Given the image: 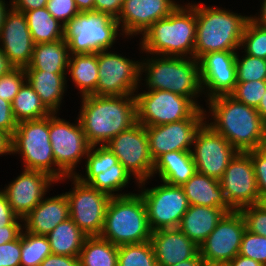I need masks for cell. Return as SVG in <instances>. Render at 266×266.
I'll return each instance as SVG.
<instances>
[{"label":"cell","instance_id":"obj_1","mask_svg":"<svg viewBox=\"0 0 266 266\" xmlns=\"http://www.w3.org/2000/svg\"><path fill=\"white\" fill-rule=\"evenodd\" d=\"M209 115L206 123L223 136L238 152L266 146V123L256 108L237 101L231 95H220L205 100Z\"/></svg>","mask_w":266,"mask_h":266},{"label":"cell","instance_id":"obj_2","mask_svg":"<svg viewBox=\"0 0 266 266\" xmlns=\"http://www.w3.org/2000/svg\"><path fill=\"white\" fill-rule=\"evenodd\" d=\"M77 118L91 146L106 145L137 123L135 95L81 97Z\"/></svg>","mask_w":266,"mask_h":266},{"label":"cell","instance_id":"obj_3","mask_svg":"<svg viewBox=\"0 0 266 266\" xmlns=\"http://www.w3.org/2000/svg\"><path fill=\"white\" fill-rule=\"evenodd\" d=\"M181 5L144 31L140 50L148 55L194 58L196 4Z\"/></svg>","mask_w":266,"mask_h":266},{"label":"cell","instance_id":"obj_4","mask_svg":"<svg viewBox=\"0 0 266 266\" xmlns=\"http://www.w3.org/2000/svg\"><path fill=\"white\" fill-rule=\"evenodd\" d=\"M250 16H243L224 8L196 3V39L194 58L216 51L240 49L245 26Z\"/></svg>","mask_w":266,"mask_h":266},{"label":"cell","instance_id":"obj_5","mask_svg":"<svg viewBox=\"0 0 266 266\" xmlns=\"http://www.w3.org/2000/svg\"><path fill=\"white\" fill-rule=\"evenodd\" d=\"M145 75L147 91L165 90L191 99L199 108L197 99L202 92L199 62L192 57L151 56L140 61V75Z\"/></svg>","mask_w":266,"mask_h":266},{"label":"cell","instance_id":"obj_6","mask_svg":"<svg viewBox=\"0 0 266 266\" xmlns=\"http://www.w3.org/2000/svg\"><path fill=\"white\" fill-rule=\"evenodd\" d=\"M151 234L147 209L140 194L110 198L101 238L121 246L150 241Z\"/></svg>","mask_w":266,"mask_h":266},{"label":"cell","instance_id":"obj_7","mask_svg":"<svg viewBox=\"0 0 266 266\" xmlns=\"http://www.w3.org/2000/svg\"><path fill=\"white\" fill-rule=\"evenodd\" d=\"M20 154L24 169L42 171L57 181L67 176L57 167L49 134V116L22 121L11 136V154Z\"/></svg>","mask_w":266,"mask_h":266},{"label":"cell","instance_id":"obj_8","mask_svg":"<svg viewBox=\"0 0 266 266\" xmlns=\"http://www.w3.org/2000/svg\"><path fill=\"white\" fill-rule=\"evenodd\" d=\"M116 18L95 11L79 12L64 25V40L70 54H92L110 50L119 29Z\"/></svg>","mask_w":266,"mask_h":266},{"label":"cell","instance_id":"obj_9","mask_svg":"<svg viewBox=\"0 0 266 266\" xmlns=\"http://www.w3.org/2000/svg\"><path fill=\"white\" fill-rule=\"evenodd\" d=\"M136 92L137 122L145 127L194 118L203 109L191 99L168 90Z\"/></svg>","mask_w":266,"mask_h":266},{"label":"cell","instance_id":"obj_10","mask_svg":"<svg viewBox=\"0 0 266 266\" xmlns=\"http://www.w3.org/2000/svg\"><path fill=\"white\" fill-rule=\"evenodd\" d=\"M162 184L145 189V182L138 183L151 231L178 228L190 206L182 186ZM142 186V187H141ZM144 187V188H143Z\"/></svg>","mask_w":266,"mask_h":266},{"label":"cell","instance_id":"obj_11","mask_svg":"<svg viewBox=\"0 0 266 266\" xmlns=\"http://www.w3.org/2000/svg\"><path fill=\"white\" fill-rule=\"evenodd\" d=\"M66 179L73 180L74 185L71 191L65 192L70 218L88 237L100 236L111 197L75 176H67Z\"/></svg>","mask_w":266,"mask_h":266},{"label":"cell","instance_id":"obj_12","mask_svg":"<svg viewBox=\"0 0 266 266\" xmlns=\"http://www.w3.org/2000/svg\"><path fill=\"white\" fill-rule=\"evenodd\" d=\"M91 146L85 157V176L79 172L75 175L81 182L89 184L110 197L126 196L133 193H116L127 187L131 175L118 161L115 154L105 145H99L96 149ZM116 194H115V193Z\"/></svg>","mask_w":266,"mask_h":266},{"label":"cell","instance_id":"obj_13","mask_svg":"<svg viewBox=\"0 0 266 266\" xmlns=\"http://www.w3.org/2000/svg\"><path fill=\"white\" fill-rule=\"evenodd\" d=\"M126 171L138 183L151 179L154 160L149 151L146 128L136 123L131 128L113 137L106 145Z\"/></svg>","mask_w":266,"mask_h":266},{"label":"cell","instance_id":"obj_14","mask_svg":"<svg viewBox=\"0 0 266 266\" xmlns=\"http://www.w3.org/2000/svg\"><path fill=\"white\" fill-rule=\"evenodd\" d=\"M98 76L96 95L105 96L135 95L143 77L140 75V61L111 50L98 52Z\"/></svg>","mask_w":266,"mask_h":266},{"label":"cell","instance_id":"obj_15","mask_svg":"<svg viewBox=\"0 0 266 266\" xmlns=\"http://www.w3.org/2000/svg\"><path fill=\"white\" fill-rule=\"evenodd\" d=\"M56 115L57 113L49 115V134L55 163L66 176H75L77 165L82 157L84 159L87 156L91 145L79 120L76 124H71Z\"/></svg>","mask_w":266,"mask_h":266},{"label":"cell","instance_id":"obj_16","mask_svg":"<svg viewBox=\"0 0 266 266\" xmlns=\"http://www.w3.org/2000/svg\"><path fill=\"white\" fill-rule=\"evenodd\" d=\"M246 224L240 211L227 212L199 246L205 266H226L240 251Z\"/></svg>","mask_w":266,"mask_h":266},{"label":"cell","instance_id":"obj_17","mask_svg":"<svg viewBox=\"0 0 266 266\" xmlns=\"http://www.w3.org/2000/svg\"><path fill=\"white\" fill-rule=\"evenodd\" d=\"M191 149L196 170L220 180L238 151L206 122L197 131Z\"/></svg>","mask_w":266,"mask_h":266},{"label":"cell","instance_id":"obj_18","mask_svg":"<svg viewBox=\"0 0 266 266\" xmlns=\"http://www.w3.org/2000/svg\"><path fill=\"white\" fill-rule=\"evenodd\" d=\"M220 185L226 202L234 211L259 202L253 163L246 152H238L229 162Z\"/></svg>","mask_w":266,"mask_h":266},{"label":"cell","instance_id":"obj_19","mask_svg":"<svg viewBox=\"0 0 266 266\" xmlns=\"http://www.w3.org/2000/svg\"><path fill=\"white\" fill-rule=\"evenodd\" d=\"M206 109H202L194 118L157 126H146L149 151L155 161L162 154L173 151L191 152L195 135L206 122Z\"/></svg>","mask_w":266,"mask_h":266},{"label":"cell","instance_id":"obj_20","mask_svg":"<svg viewBox=\"0 0 266 266\" xmlns=\"http://www.w3.org/2000/svg\"><path fill=\"white\" fill-rule=\"evenodd\" d=\"M236 53L209 52L198 60L202 92L207 93V100L220 95H230L234 91L237 83Z\"/></svg>","mask_w":266,"mask_h":266},{"label":"cell","instance_id":"obj_21","mask_svg":"<svg viewBox=\"0 0 266 266\" xmlns=\"http://www.w3.org/2000/svg\"><path fill=\"white\" fill-rule=\"evenodd\" d=\"M56 182L45 172L24 169L2 191L13 212L23 219L43 200L47 190Z\"/></svg>","mask_w":266,"mask_h":266},{"label":"cell","instance_id":"obj_22","mask_svg":"<svg viewBox=\"0 0 266 266\" xmlns=\"http://www.w3.org/2000/svg\"><path fill=\"white\" fill-rule=\"evenodd\" d=\"M34 45L25 14L10 6L0 30V48L15 68H25L31 62Z\"/></svg>","mask_w":266,"mask_h":266},{"label":"cell","instance_id":"obj_23","mask_svg":"<svg viewBox=\"0 0 266 266\" xmlns=\"http://www.w3.org/2000/svg\"><path fill=\"white\" fill-rule=\"evenodd\" d=\"M178 5L175 0H124L117 18L123 33L120 34L125 37L142 35L153 23L166 18Z\"/></svg>","mask_w":266,"mask_h":266},{"label":"cell","instance_id":"obj_24","mask_svg":"<svg viewBox=\"0 0 266 266\" xmlns=\"http://www.w3.org/2000/svg\"><path fill=\"white\" fill-rule=\"evenodd\" d=\"M150 242L158 266L175 265L193 258L199 252V246L179 228L153 231Z\"/></svg>","mask_w":266,"mask_h":266},{"label":"cell","instance_id":"obj_25","mask_svg":"<svg viewBox=\"0 0 266 266\" xmlns=\"http://www.w3.org/2000/svg\"><path fill=\"white\" fill-rule=\"evenodd\" d=\"M70 218L69 204L64 193L43 198V200L23 218L25 231L38 234H49L58 224Z\"/></svg>","mask_w":266,"mask_h":266},{"label":"cell","instance_id":"obj_26","mask_svg":"<svg viewBox=\"0 0 266 266\" xmlns=\"http://www.w3.org/2000/svg\"><path fill=\"white\" fill-rule=\"evenodd\" d=\"M226 213L224 208L190 205L178 228L200 246Z\"/></svg>","mask_w":266,"mask_h":266},{"label":"cell","instance_id":"obj_27","mask_svg":"<svg viewBox=\"0 0 266 266\" xmlns=\"http://www.w3.org/2000/svg\"><path fill=\"white\" fill-rule=\"evenodd\" d=\"M25 72L26 81L40 97L44 106L51 113H58L64 92L67 89V73H51L39 70H25Z\"/></svg>","mask_w":266,"mask_h":266},{"label":"cell","instance_id":"obj_28","mask_svg":"<svg viewBox=\"0 0 266 266\" xmlns=\"http://www.w3.org/2000/svg\"><path fill=\"white\" fill-rule=\"evenodd\" d=\"M190 205L224 208L232 212L225 200L220 180L196 172L182 185Z\"/></svg>","mask_w":266,"mask_h":266},{"label":"cell","instance_id":"obj_29","mask_svg":"<svg viewBox=\"0 0 266 266\" xmlns=\"http://www.w3.org/2000/svg\"><path fill=\"white\" fill-rule=\"evenodd\" d=\"M196 172L191 152L173 151L162 154L154 161L152 177L158 173L160 181L182 186Z\"/></svg>","mask_w":266,"mask_h":266},{"label":"cell","instance_id":"obj_30","mask_svg":"<svg viewBox=\"0 0 266 266\" xmlns=\"http://www.w3.org/2000/svg\"><path fill=\"white\" fill-rule=\"evenodd\" d=\"M68 44L64 39L34 45L30 64L25 70H39L51 73H67L69 62Z\"/></svg>","mask_w":266,"mask_h":266},{"label":"cell","instance_id":"obj_31","mask_svg":"<svg viewBox=\"0 0 266 266\" xmlns=\"http://www.w3.org/2000/svg\"><path fill=\"white\" fill-rule=\"evenodd\" d=\"M80 91L81 97L96 95L98 81V52L92 54H70L67 74Z\"/></svg>","mask_w":266,"mask_h":266},{"label":"cell","instance_id":"obj_32","mask_svg":"<svg viewBox=\"0 0 266 266\" xmlns=\"http://www.w3.org/2000/svg\"><path fill=\"white\" fill-rule=\"evenodd\" d=\"M52 254L79 257L85 239L88 237L71 218L58 224L47 234Z\"/></svg>","mask_w":266,"mask_h":266},{"label":"cell","instance_id":"obj_33","mask_svg":"<svg viewBox=\"0 0 266 266\" xmlns=\"http://www.w3.org/2000/svg\"><path fill=\"white\" fill-rule=\"evenodd\" d=\"M24 14L34 44L64 39V25L56 20L46 7L26 11Z\"/></svg>","mask_w":266,"mask_h":266},{"label":"cell","instance_id":"obj_34","mask_svg":"<svg viewBox=\"0 0 266 266\" xmlns=\"http://www.w3.org/2000/svg\"><path fill=\"white\" fill-rule=\"evenodd\" d=\"M80 266H118V246L100 236L87 237L79 254Z\"/></svg>","mask_w":266,"mask_h":266},{"label":"cell","instance_id":"obj_35","mask_svg":"<svg viewBox=\"0 0 266 266\" xmlns=\"http://www.w3.org/2000/svg\"><path fill=\"white\" fill-rule=\"evenodd\" d=\"M11 105L17 123L41 119L51 114L27 81L20 87Z\"/></svg>","mask_w":266,"mask_h":266},{"label":"cell","instance_id":"obj_36","mask_svg":"<svg viewBox=\"0 0 266 266\" xmlns=\"http://www.w3.org/2000/svg\"><path fill=\"white\" fill-rule=\"evenodd\" d=\"M52 254L47 235L33 234L22 230L21 266H40L41 262Z\"/></svg>","mask_w":266,"mask_h":266},{"label":"cell","instance_id":"obj_37","mask_svg":"<svg viewBox=\"0 0 266 266\" xmlns=\"http://www.w3.org/2000/svg\"><path fill=\"white\" fill-rule=\"evenodd\" d=\"M118 266H158L151 242L118 246Z\"/></svg>","mask_w":266,"mask_h":266},{"label":"cell","instance_id":"obj_38","mask_svg":"<svg viewBox=\"0 0 266 266\" xmlns=\"http://www.w3.org/2000/svg\"><path fill=\"white\" fill-rule=\"evenodd\" d=\"M240 49L245 54L266 59V27L248 20L242 36Z\"/></svg>","mask_w":266,"mask_h":266},{"label":"cell","instance_id":"obj_39","mask_svg":"<svg viewBox=\"0 0 266 266\" xmlns=\"http://www.w3.org/2000/svg\"><path fill=\"white\" fill-rule=\"evenodd\" d=\"M236 53V76L237 82H253L255 80H266V59L257 58L251 55H244L240 58Z\"/></svg>","mask_w":266,"mask_h":266},{"label":"cell","instance_id":"obj_40","mask_svg":"<svg viewBox=\"0 0 266 266\" xmlns=\"http://www.w3.org/2000/svg\"><path fill=\"white\" fill-rule=\"evenodd\" d=\"M265 93L266 80H255L253 82H237L230 95L239 102L257 108Z\"/></svg>","mask_w":266,"mask_h":266},{"label":"cell","instance_id":"obj_41","mask_svg":"<svg viewBox=\"0 0 266 266\" xmlns=\"http://www.w3.org/2000/svg\"><path fill=\"white\" fill-rule=\"evenodd\" d=\"M239 255L251 258L266 266V237L245 230L242 236Z\"/></svg>","mask_w":266,"mask_h":266},{"label":"cell","instance_id":"obj_42","mask_svg":"<svg viewBox=\"0 0 266 266\" xmlns=\"http://www.w3.org/2000/svg\"><path fill=\"white\" fill-rule=\"evenodd\" d=\"M25 81L24 68H14L8 74L0 77V98L12 103Z\"/></svg>","mask_w":266,"mask_h":266},{"label":"cell","instance_id":"obj_43","mask_svg":"<svg viewBox=\"0 0 266 266\" xmlns=\"http://www.w3.org/2000/svg\"><path fill=\"white\" fill-rule=\"evenodd\" d=\"M239 211L244 218L246 230L266 237V211L263 208L258 204H254Z\"/></svg>","mask_w":266,"mask_h":266},{"label":"cell","instance_id":"obj_44","mask_svg":"<svg viewBox=\"0 0 266 266\" xmlns=\"http://www.w3.org/2000/svg\"><path fill=\"white\" fill-rule=\"evenodd\" d=\"M46 8L63 25H66L79 13L75 0H48Z\"/></svg>","mask_w":266,"mask_h":266},{"label":"cell","instance_id":"obj_45","mask_svg":"<svg viewBox=\"0 0 266 266\" xmlns=\"http://www.w3.org/2000/svg\"><path fill=\"white\" fill-rule=\"evenodd\" d=\"M252 160L259 195L266 194V146L246 152Z\"/></svg>","mask_w":266,"mask_h":266},{"label":"cell","instance_id":"obj_46","mask_svg":"<svg viewBox=\"0 0 266 266\" xmlns=\"http://www.w3.org/2000/svg\"><path fill=\"white\" fill-rule=\"evenodd\" d=\"M21 235L8 243L0 245V266H21Z\"/></svg>","mask_w":266,"mask_h":266},{"label":"cell","instance_id":"obj_47","mask_svg":"<svg viewBox=\"0 0 266 266\" xmlns=\"http://www.w3.org/2000/svg\"><path fill=\"white\" fill-rule=\"evenodd\" d=\"M17 124L11 103L0 98V129L12 136Z\"/></svg>","mask_w":266,"mask_h":266},{"label":"cell","instance_id":"obj_48","mask_svg":"<svg viewBox=\"0 0 266 266\" xmlns=\"http://www.w3.org/2000/svg\"><path fill=\"white\" fill-rule=\"evenodd\" d=\"M23 219L19 218L11 209L6 195L0 190V226L9 224H21Z\"/></svg>","mask_w":266,"mask_h":266},{"label":"cell","instance_id":"obj_49","mask_svg":"<svg viewBox=\"0 0 266 266\" xmlns=\"http://www.w3.org/2000/svg\"><path fill=\"white\" fill-rule=\"evenodd\" d=\"M124 0H95L94 11L118 18Z\"/></svg>","mask_w":266,"mask_h":266},{"label":"cell","instance_id":"obj_50","mask_svg":"<svg viewBox=\"0 0 266 266\" xmlns=\"http://www.w3.org/2000/svg\"><path fill=\"white\" fill-rule=\"evenodd\" d=\"M40 266H80L79 257L50 254Z\"/></svg>","mask_w":266,"mask_h":266},{"label":"cell","instance_id":"obj_51","mask_svg":"<svg viewBox=\"0 0 266 266\" xmlns=\"http://www.w3.org/2000/svg\"><path fill=\"white\" fill-rule=\"evenodd\" d=\"M23 224L0 226V245L16 240L22 233Z\"/></svg>","mask_w":266,"mask_h":266},{"label":"cell","instance_id":"obj_52","mask_svg":"<svg viewBox=\"0 0 266 266\" xmlns=\"http://www.w3.org/2000/svg\"><path fill=\"white\" fill-rule=\"evenodd\" d=\"M48 0H10L13 9L25 13L34 9L46 7Z\"/></svg>","mask_w":266,"mask_h":266},{"label":"cell","instance_id":"obj_53","mask_svg":"<svg viewBox=\"0 0 266 266\" xmlns=\"http://www.w3.org/2000/svg\"><path fill=\"white\" fill-rule=\"evenodd\" d=\"M226 266H263L261 263L242 255H237Z\"/></svg>","mask_w":266,"mask_h":266},{"label":"cell","instance_id":"obj_54","mask_svg":"<svg viewBox=\"0 0 266 266\" xmlns=\"http://www.w3.org/2000/svg\"><path fill=\"white\" fill-rule=\"evenodd\" d=\"M4 154L11 155V136L0 129V156Z\"/></svg>","mask_w":266,"mask_h":266},{"label":"cell","instance_id":"obj_55","mask_svg":"<svg viewBox=\"0 0 266 266\" xmlns=\"http://www.w3.org/2000/svg\"><path fill=\"white\" fill-rule=\"evenodd\" d=\"M15 67L9 62L7 56L0 48V77L8 74Z\"/></svg>","mask_w":266,"mask_h":266},{"label":"cell","instance_id":"obj_56","mask_svg":"<svg viewBox=\"0 0 266 266\" xmlns=\"http://www.w3.org/2000/svg\"><path fill=\"white\" fill-rule=\"evenodd\" d=\"M260 15L258 17L255 15H250V19L254 21L255 23L266 27V0H263V3L261 4V9H260Z\"/></svg>","mask_w":266,"mask_h":266},{"label":"cell","instance_id":"obj_57","mask_svg":"<svg viewBox=\"0 0 266 266\" xmlns=\"http://www.w3.org/2000/svg\"><path fill=\"white\" fill-rule=\"evenodd\" d=\"M171 266H205V264L200 253L198 252L193 258Z\"/></svg>","mask_w":266,"mask_h":266},{"label":"cell","instance_id":"obj_58","mask_svg":"<svg viewBox=\"0 0 266 266\" xmlns=\"http://www.w3.org/2000/svg\"><path fill=\"white\" fill-rule=\"evenodd\" d=\"M79 12L94 11L95 0H75Z\"/></svg>","mask_w":266,"mask_h":266},{"label":"cell","instance_id":"obj_59","mask_svg":"<svg viewBox=\"0 0 266 266\" xmlns=\"http://www.w3.org/2000/svg\"><path fill=\"white\" fill-rule=\"evenodd\" d=\"M256 110L260 114V117L263 119V121L266 123V93L263 95V98L261 99Z\"/></svg>","mask_w":266,"mask_h":266},{"label":"cell","instance_id":"obj_60","mask_svg":"<svg viewBox=\"0 0 266 266\" xmlns=\"http://www.w3.org/2000/svg\"><path fill=\"white\" fill-rule=\"evenodd\" d=\"M8 7L9 6L6 5L5 0H0V30L3 25L4 17L8 11L7 9H10Z\"/></svg>","mask_w":266,"mask_h":266},{"label":"cell","instance_id":"obj_61","mask_svg":"<svg viewBox=\"0 0 266 266\" xmlns=\"http://www.w3.org/2000/svg\"><path fill=\"white\" fill-rule=\"evenodd\" d=\"M258 205L266 211V194L260 196Z\"/></svg>","mask_w":266,"mask_h":266}]
</instances>
